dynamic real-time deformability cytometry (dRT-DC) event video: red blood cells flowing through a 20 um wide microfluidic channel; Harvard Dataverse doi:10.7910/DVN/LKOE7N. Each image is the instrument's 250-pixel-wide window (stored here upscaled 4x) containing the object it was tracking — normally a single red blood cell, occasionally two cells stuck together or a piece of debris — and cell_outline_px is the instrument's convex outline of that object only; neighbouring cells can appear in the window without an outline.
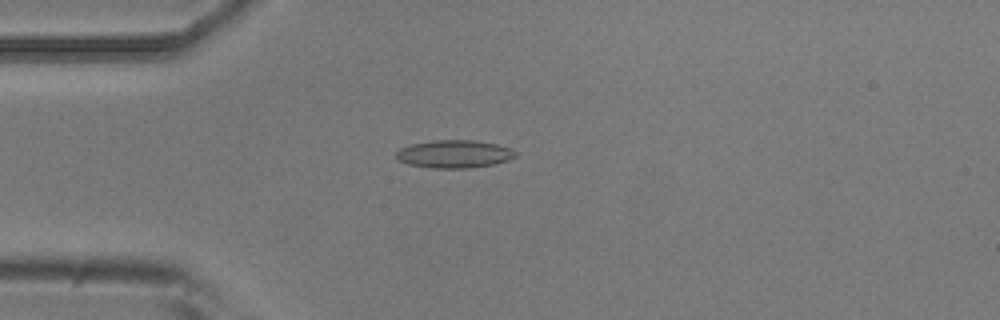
{"species": "common noctule bat (a hibernating species)", "species_latin": "Nyctalus noctula", "temperature_condition": "room temperature", "stored_images_in_passage": 54, "camera_frame_rate_fps": 3000, "um_per_image_px": 0.085, "animal": {"sex": "male", "body_mass_g": 20.5, "forearm_length_mm": 52.5}, "frame": {"image": 1, "passage_image": 14, "time_ms": 4.333, "image_size_px": [1000, 320], "cell_outline_px": [[516, 156], [508, 160], [492, 164], [468, 168], [432, 168], [408, 164], [400, 160], [396, 156], [396, 152], [400, 148], [412, 144], [432, 140], [476, 140], [496, 144], [512, 148], [516, 152]], "centroid_in_image_um": [38.62, 13.08], "position_along_channel_um": 46.4, "area_um2": 19.31}}
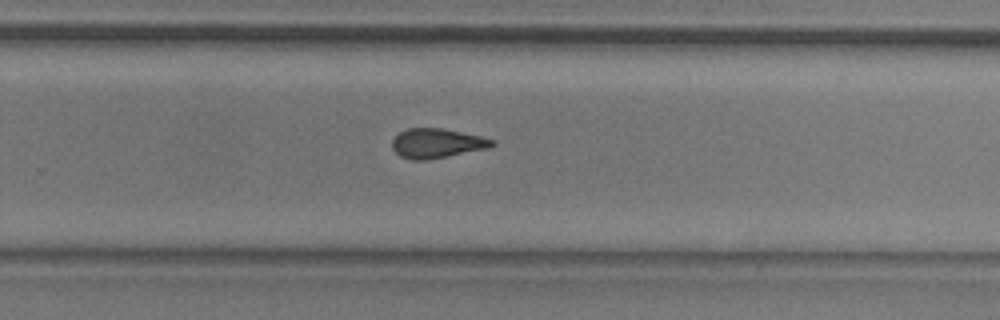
{"frame": {"image": 2, "passage_image": 35, "time_ms": 11.333, "image_size_px": [1000, 320], "cell_outline_px": [[496, 144], [488, 148], [428, 160], [412, 160], [400, 156], [392, 148], [392, 140], [400, 132], [408, 128], [444, 128], [480, 136], [496, 140]], "centroid_in_image_um": [37.14, 12.18], "position_along_channel_um": 292.7, "area_um2": 17.22}}
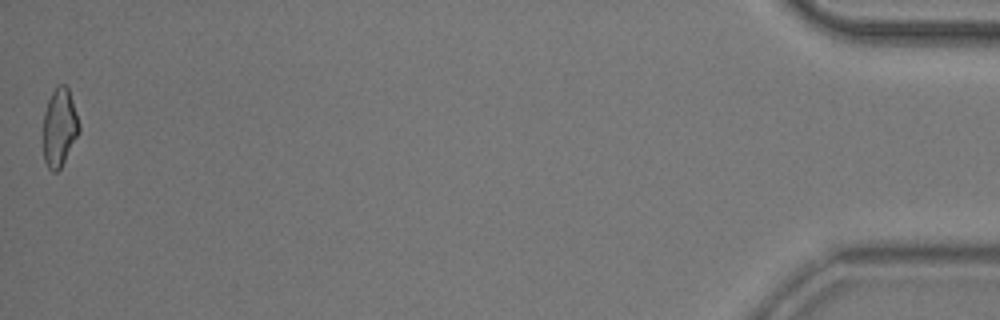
{"frame": {"image": 3, "passage_image": 54, "time_ms": 17.667, "image_size_px": [1000, 320], "cell_outline_px": [[80, 132], [60, 168], [56, 172], [52, 172], [48, 168], [44, 160], [44, 112], [48, 100], [56, 84], [64, 84], [68, 88], [80, 124]], "centroid_in_image_um": [5.06, 10.82], "position_along_channel_um": 430.1, "area_um2": 16.3}, "authors_computed_cell_mechanics": {"area_um2": 17.4845, "velocity_mm_per_s": 3.715, "shape_relaxation_time_tau1_ms": 5.9659, "shape_relaxation_time_tau2_ms": 2.7841, "deformation_change_tau1": 0.1602, "deformation_change_tau2": 0.107}}